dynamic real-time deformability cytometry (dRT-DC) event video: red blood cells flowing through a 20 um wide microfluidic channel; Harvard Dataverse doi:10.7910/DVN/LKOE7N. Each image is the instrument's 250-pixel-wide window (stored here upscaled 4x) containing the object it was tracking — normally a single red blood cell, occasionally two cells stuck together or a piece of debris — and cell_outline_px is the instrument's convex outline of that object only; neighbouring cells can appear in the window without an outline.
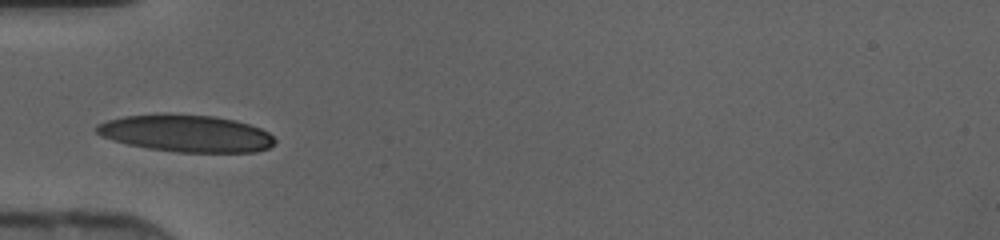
{"species": "human", "species_latin": "Homo sapiens", "temperature_condition": "cold", "stored_images_in_passage": 32, "camera_frame_rate_fps": 3000, "um_per_image_px": 0.085, "donor": {"sex": "female"}, "frame": {"image": 1, "passage_image": 1, "time_ms": 0.0, "image_size_px": [1000, 240], "cell_outline_px": [[276, 144], [268, 148], [256, 152], [176, 152], [148, 148], [128, 144], [112, 140], [100, 136], [96, 132], [96, 124], [108, 120], [124, 116], [216, 116], [236, 120], [260, 128], [268, 132], [276, 140]], "centroid_in_image_um": [15.87, 11.37], "position_along_channel_um": 69.1, "area_um2": 37.74}}
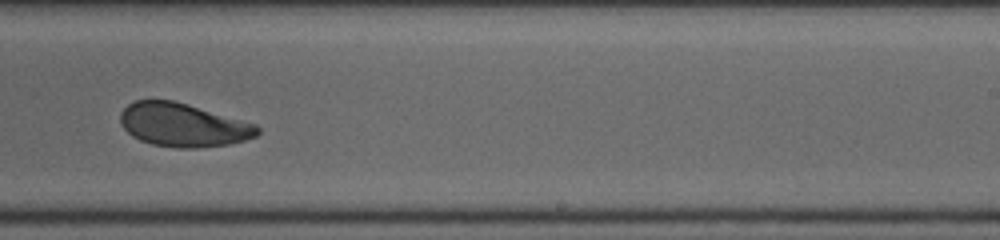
{"frame": {"image": 2, "passage_image": 15, "time_ms": 4.667, "image_size_px": [1000, 240], "cell_outline_px": [[260, 132], [256, 136], [244, 140], [228, 144], [196, 148], [176, 148], [152, 144], [140, 140], [132, 136], [124, 128], [120, 120], [120, 112], [132, 100], [172, 100], [256, 124], [260, 128]], "centroid_in_image_um": [15.54, 10.62], "position_along_channel_um": 273.5, "area_um2": 34.51}}
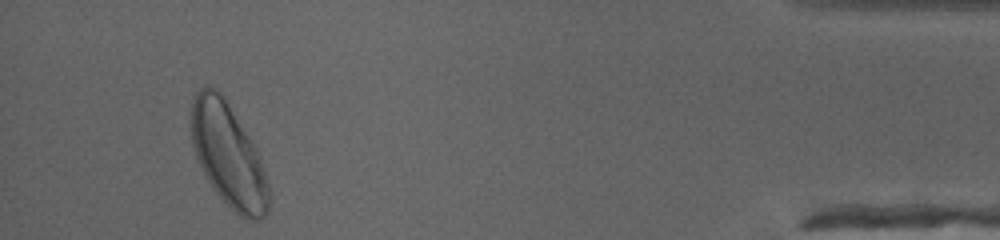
{"frame": {"image": 3, "passage_image": 29, "time_ms": 9.333, "image_size_px": [1000, 240], "cell_outline_px": [[272, 200], [268, 212], [264, 216], [256, 220], [244, 220], [212, 188], [196, 156], [192, 144], [192, 104], [196, 92], [204, 84], [208, 84], [216, 88], [220, 92], [228, 104], [256, 148], [260, 156], [268, 184]], "centroid_in_image_um": [19.44, 13.22], "position_along_channel_um": 415.8, "area_um2": 46.36}}